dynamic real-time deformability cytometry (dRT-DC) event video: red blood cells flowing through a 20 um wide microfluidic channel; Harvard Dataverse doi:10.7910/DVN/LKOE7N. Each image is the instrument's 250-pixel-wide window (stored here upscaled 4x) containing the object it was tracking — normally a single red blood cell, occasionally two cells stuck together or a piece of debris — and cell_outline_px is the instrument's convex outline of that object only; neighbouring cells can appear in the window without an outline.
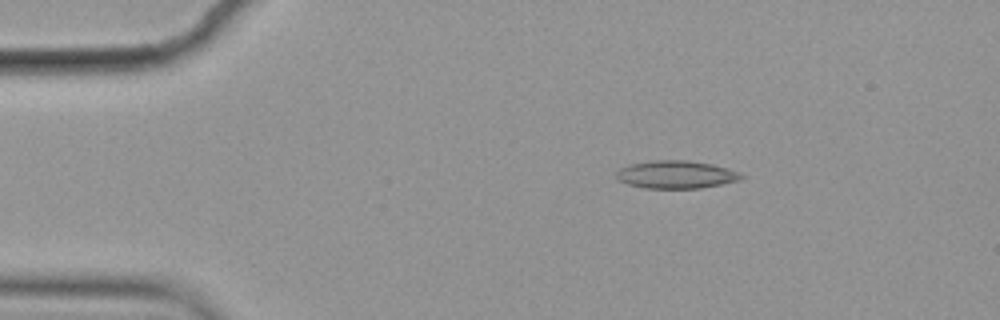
{"species": "common noctule bat (a hibernating species)", "species_latin": "Nyctalus noctula", "temperature_condition": "cold", "stored_images_in_passage": 48, "camera_frame_rate_fps": 3000, "um_per_image_px": 0.085, "animal": {"sex": "female", "body_mass_g": 19.9}, "frame": {"image": 1, "passage_image": 1, "time_ms": 0.0, "image_size_px": [1000, 320], "cell_outline_px": [[744, 176], [736, 180], [720, 184], [700, 188], [644, 188], [628, 184], [620, 180], [616, 176], [616, 172], [620, 168], [628, 164], [652, 160], [688, 160], [712, 164], [728, 168], [740, 172]], "centroid_in_image_um": [57.44, 14.82], "position_along_channel_um": 27.6, "area_um2": 20.17}}
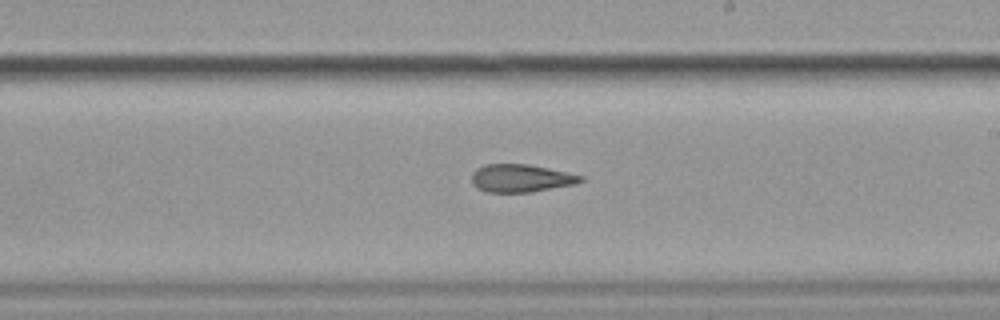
{"frame": {"image": 2, "passage_image": 24, "time_ms": 7.667, "image_size_px": [1000, 320], "cell_outline_px": [[584, 180], [576, 184], [532, 192], [488, 192], [476, 188], [472, 184], [472, 172], [476, 168], [484, 164], [528, 164], [548, 168], [584, 176]], "centroid_in_image_um": [44.26, 15.15], "position_along_channel_um": 244.7, "area_um2": 17.8}}
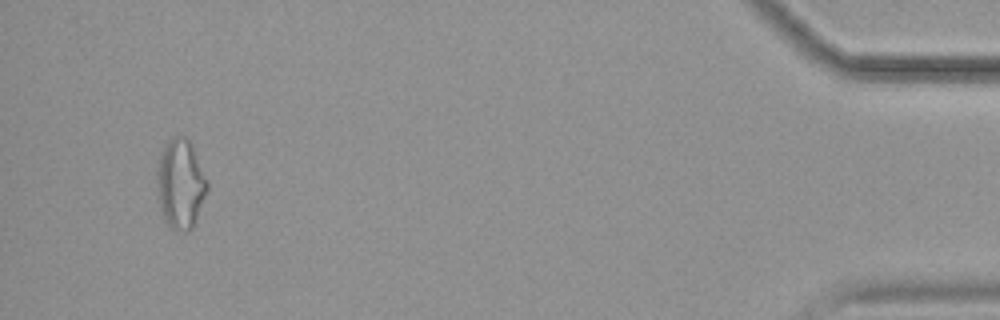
{"frame": {"image": 3, "passage_image": 45, "time_ms": 14.667, "image_size_px": [1000, 320], "cell_outline_px": [[208, 192], [192, 228], [188, 232], [184, 232], [172, 228], [164, 220], [160, 208], [156, 188], [156, 168], [160, 152], [168, 140], [172, 136], [184, 136], [192, 144], [208, 180]], "centroid_in_image_um": [15.33, 15.62], "position_along_channel_um": 419.9, "area_um2": 26.76}, "authors_computed_cell_mechanics": {"area_um2": 19.2185, "velocity_mm_per_s": 3.5738, "shape_relaxation_time_tau1_ms": null, "shape_relaxation_time_tau2_ms": 4.4599, "deformation_change_tau1": null, "deformation_change_tau2": 0.1442}}